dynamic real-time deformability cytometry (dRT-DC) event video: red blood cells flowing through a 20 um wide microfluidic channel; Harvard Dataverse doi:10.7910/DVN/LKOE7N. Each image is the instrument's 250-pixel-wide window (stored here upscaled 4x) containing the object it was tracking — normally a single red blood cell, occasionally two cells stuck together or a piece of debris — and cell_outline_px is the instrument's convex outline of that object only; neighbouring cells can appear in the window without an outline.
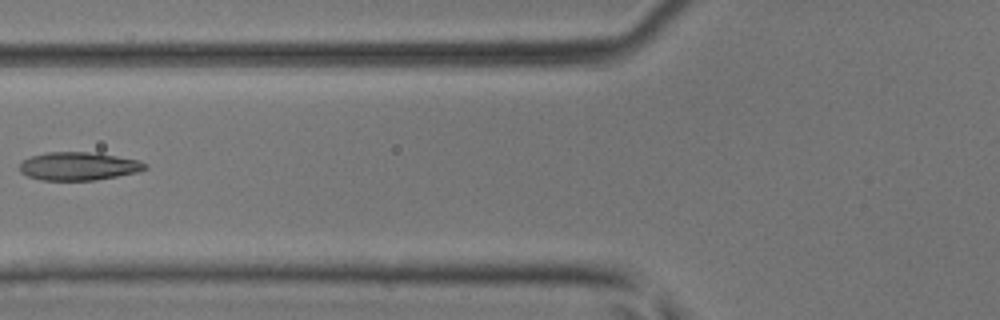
{"species": "common noctule bat (a hibernating species)", "species_latin": "Nyctalus noctula", "temperature_condition": "room temperature", "stored_images_in_passage": 6, "camera_frame_rate_fps": 3000, "um_per_image_px": 0.085, "animal": {"sex": "male", "body_mass_g": 17.9, "forearm_length_mm": 54.2}, "frame": {"image": 1, "passage_image": 6, "time_ms": 5.667, "image_size_px": [1000, 320], "cell_outline_px": [[148, 168], [136, 172], [96, 180], [40, 180], [28, 176], [20, 172], [20, 164], [24, 160], [32, 156], [48, 152], [88, 152], [116, 156], [136, 160], [148, 164]], "centroid_in_image_um": [6.66, 14.13], "position_along_channel_um": 119.1, "area_um2": 20.35}}